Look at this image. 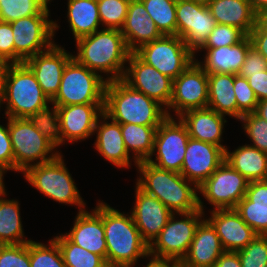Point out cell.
<instances>
[{"label": "cell", "mask_w": 267, "mask_h": 267, "mask_svg": "<svg viewBox=\"0 0 267 267\" xmlns=\"http://www.w3.org/2000/svg\"><path fill=\"white\" fill-rule=\"evenodd\" d=\"M7 119L14 172L24 173L29 167L52 161L60 154L56 150L51 118Z\"/></svg>", "instance_id": "cell-1"}, {"label": "cell", "mask_w": 267, "mask_h": 267, "mask_svg": "<svg viewBox=\"0 0 267 267\" xmlns=\"http://www.w3.org/2000/svg\"><path fill=\"white\" fill-rule=\"evenodd\" d=\"M136 167L140 173L136 185L156 197L172 213H187L199 208L205 213L198 188L180 173L158 168L148 161L138 162Z\"/></svg>", "instance_id": "cell-2"}, {"label": "cell", "mask_w": 267, "mask_h": 267, "mask_svg": "<svg viewBox=\"0 0 267 267\" xmlns=\"http://www.w3.org/2000/svg\"><path fill=\"white\" fill-rule=\"evenodd\" d=\"M75 42L78 50L73 57L80 64L100 75L106 73L107 81L123 78L131 52L120 30L102 28Z\"/></svg>", "instance_id": "cell-3"}, {"label": "cell", "mask_w": 267, "mask_h": 267, "mask_svg": "<svg viewBox=\"0 0 267 267\" xmlns=\"http://www.w3.org/2000/svg\"><path fill=\"white\" fill-rule=\"evenodd\" d=\"M103 113L120 124L160 126L167 118L156 100L133 89L122 79L107 81Z\"/></svg>", "instance_id": "cell-4"}, {"label": "cell", "mask_w": 267, "mask_h": 267, "mask_svg": "<svg viewBox=\"0 0 267 267\" xmlns=\"http://www.w3.org/2000/svg\"><path fill=\"white\" fill-rule=\"evenodd\" d=\"M103 224L108 267H134L139 258H149V245L142 239L131 214L103 202Z\"/></svg>", "instance_id": "cell-5"}, {"label": "cell", "mask_w": 267, "mask_h": 267, "mask_svg": "<svg viewBox=\"0 0 267 267\" xmlns=\"http://www.w3.org/2000/svg\"><path fill=\"white\" fill-rule=\"evenodd\" d=\"M6 118H51L49 97L24 63L9 64L5 80ZM51 108V109H50Z\"/></svg>", "instance_id": "cell-6"}, {"label": "cell", "mask_w": 267, "mask_h": 267, "mask_svg": "<svg viewBox=\"0 0 267 267\" xmlns=\"http://www.w3.org/2000/svg\"><path fill=\"white\" fill-rule=\"evenodd\" d=\"M107 80L72 57L66 64L53 106L104 104Z\"/></svg>", "instance_id": "cell-7"}, {"label": "cell", "mask_w": 267, "mask_h": 267, "mask_svg": "<svg viewBox=\"0 0 267 267\" xmlns=\"http://www.w3.org/2000/svg\"><path fill=\"white\" fill-rule=\"evenodd\" d=\"M23 174L26 181L46 197L61 204L76 205L79 212L85 210L86 203L61 153L52 161L29 167Z\"/></svg>", "instance_id": "cell-8"}, {"label": "cell", "mask_w": 267, "mask_h": 267, "mask_svg": "<svg viewBox=\"0 0 267 267\" xmlns=\"http://www.w3.org/2000/svg\"><path fill=\"white\" fill-rule=\"evenodd\" d=\"M177 215L181 220L176 219ZM204 217L205 213L200 208L187 213H173L166 226L149 245V258L181 262Z\"/></svg>", "instance_id": "cell-9"}, {"label": "cell", "mask_w": 267, "mask_h": 267, "mask_svg": "<svg viewBox=\"0 0 267 267\" xmlns=\"http://www.w3.org/2000/svg\"><path fill=\"white\" fill-rule=\"evenodd\" d=\"M104 104L52 106L54 140L59 147L64 143L84 141L95 135V127L103 114Z\"/></svg>", "instance_id": "cell-10"}, {"label": "cell", "mask_w": 267, "mask_h": 267, "mask_svg": "<svg viewBox=\"0 0 267 267\" xmlns=\"http://www.w3.org/2000/svg\"><path fill=\"white\" fill-rule=\"evenodd\" d=\"M135 53L145 63L172 80L188 68L196 57L177 35H163L142 45Z\"/></svg>", "instance_id": "cell-11"}, {"label": "cell", "mask_w": 267, "mask_h": 267, "mask_svg": "<svg viewBox=\"0 0 267 267\" xmlns=\"http://www.w3.org/2000/svg\"><path fill=\"white\" fill-rule=\"evenodd\" d=\"M50 15H34L10 22L14 36V63H23L37 53L48 50L59 29Z\"/></svg>", "instance_id": "cell-12"}, {"label": "cell", "mask_w": 267, "mask_h": 267, "mask_svg": "<svg viewBox=\"0 0 267 267\" xmlns=\"http://www.w3.org/2000/svg\"><path fill=\"white\" fill-rule=\"evenodd\" d=\"M189 138L186 126L178 117H167L155 132L152 153V156L156 154L155 160L147 161L158 168L180 173Z\"/></svg>", "instance_id": "cell-13"}, {"label": "cell", "mask_w": 267, "mask_h": 267, "mask_svg": "<svg viewBox=\"0 0 267 267\" xmlns=\"http://www.w3.org/2000/svg\"><path fill=\"white\" fill-rule=\"evenodd\" d=\"M249 181L225 160L199 187L198 193L215 209H234L245 196Z\"/></svg>", "instance_id": "cell-14"}, {"label": "cell", "mask_w": 267, "mask_h": 267, "mask_svg": "<svg viewBox=\"0 0 267 267\" xmlns=\"http://www.w3.org/2000/svg\"><path fill=\"white\" fill-rule=\"evenodd\" d=\"M208 106V74L194 61L173 80L172 98L165 109L167 117L176 118L191 109ZM172 110L175 115L170 114Z\"/></svg>", "instance_id": "cell-15"}, {"label": "cell", "mask_w": 267, "mask_h": 267, "mask_svg": "<svg viewBox=\"0 0 267 267\" xmlns=\"http://www.w3.org/2000/svg\"><path fill=\"white\" fill-rule=\"evenodd\" d=\"M127 63L122 80L166 109L172 98L173 80L145 63L135 52L129 54Z\"/></svg>", "instance_id": "cell-16"}, {"label": "cell", "mask_w": 267, "mask_h": 267, "mask_svg": "<svg viewBox=\"0 0 267 267\" xmlns=\"http://www.w3.org/2000/svg\"><path fill=\"white\" fill-rule=\"evenodd\" d=\"M224 160L220 146L189 138L180 174L198 188Z\"/></svg>", "instance_id": "cell-17"}, {"label": "cell", "mask_w": 267, "mask_h": 267, "mask_svg": "<svg viewBox=\"0 0 267 267\" xmlns=\"http://www.w3.org/2000/svg\"><path fill=\"white\" fill-rule=\"evenodd\" d=\"M73 54L53 44L23 63L32 71L43 92L52 100L59 91L63 70Z\"/></svg>", "instance_id": "cell-18"}, {"label": "cell", "mask_w": 267, "mask_h": 267, "mask_svg": "<svg viewBox=\"0 0 267 267\" xmlns=\"http://www.w3.org/2000/svg\"><path fill=\"white\" fill-rule=\"evenodd\" d=\"M71 242L106 261L107 245L103 224V201L90 212L78 211L70 232L64 234Z\"/></svg>", "instance_id": "cell-19"}, {"label": "cell", "mask_w": 267, "mask_h": 267, "mask_svg": "<svg viewBox=\"0 0 267 267\" xmlns=\"http://www.w3.org/2000/svg\"><path fill=\"white\" fill-rule=\"evenodd\" d=\"M134 204L131 210L132 218L142 239L150 245L173 213L156 197L146 193L137 185Z\"/></svg>", "instance_id": "cell-20"}, {"label": "cell", "mask_w": 267, "mask_h": 267, "mask_svg": "<svg viewBox=\"0 0 267 267\" xmlns=\"http://www.w3.org/2000/svg\"><path fill=\"white\" fill-rule=\"evenodd\" d=\"M205 217L216 229L225 251L246 247L258 234L248 226L235 209H215Z\"/></svg>", "instance_id": "cell-21"}, {"label": "cell", "mask_w": 267, "mask_h": 267, "mask_svg": "<svg viewBox=\"0 0 267 267\" xmlns=\"http://www.w3.org/2000/svg\"><path fill=\"white\" fill-rule=\"evenodd\" d=\"M224 251L216 229L203 218L196 228L188 252L180 265L181 267H212Z\"/></svg>", "instance_id": "cell-22"}, {"label": "cell", "mask_w": 267, "mask_h": 267, "mask_svg": "<svg viewBox=\"0 0 267 267\" xmlns=\"http://www.w3.org/2000/svg\"><path fill=\"white\" fill-rule=\"evenodd\" d=\"M101 119V120H100ZM104 113L99 117L94 132L96 140L94 148L106 161L118 168H129L131 166V155L127 152L123 136L121 133V124L113 121Z\"/></svg>", "instance_id": "cell-23"}, {"label": "cell", "mask_w": 267, "mask_h": 267, "mask_svg": "<svg viewBox=\"0 0 267 267\" xmlns=\"http://www.w3.org/2000/svg\"><path fill=\"white\" fill-rule=\"evenodd\" d=\"M178 118L186 126L190 138L227 148L221 144L225 115L219 114L209 107L191 109L182 113Z\"/></svg>", "instance_id": "cell-24"}, {"label": "cell", "mask_w": 267, "mask_h": 267, "mask_svg": "<svg viewBox=\"0 0 267 267\" xmlns=\"http://www.w3.org/2000/svg\"><path fill=\"white\" fill-rule=\"evenodd\" d=\"M120 31L130 52H135L142 45L163 36L140 0H130Z\"/></svg>", "instance_id": "cell-25"}, {"label": "cell", "mask_w": 267, "mask_h": 267, "mask_svg": "<svg viewBox=\"0 0 267 267\" xmlns=\"http://www.w3.org/2000/svg\"><path fill=\"white\" fill-rule=\"evenodd\" d=\"M252 45L249 35L232 46L219 48H200L206 51L204 61L195 58L196 63L207 73L238 74L245 61L247 51Z\"/></svg>", "instance_id": "cell-26"}, {"label": "cell", "mask_w": 267, "mask_h": 267, "mask_svg": "<svg viewBox=\"0 0 267 267\" xmlns=\"http://www.w3.org/2000/svg\"><path fill=\"white\" fill-rule=\"evenodd\" d=\"M207 7L217 24L236 27L245 35L250 34L260 18L250 0H211Z\"/></svg>", "instance_id": "cell-27"}, {"label": "cell", "mask_w": 267, "mask_h": 267, "mask_svg": "<svg viewBox=\"0 0 267 267\" xmlns=\"http://www.w3.org/2000/svg\"><path fill=\"white\" fill-rule=\"evenodd\" d=\"M225 161L249 182L267 180V153L248 144L233 152L225 149Z\"/></svg>", "instance_id": "cell-28"}, {"label": "cell", "mask_w": 267, "mask_h": 267, "mask_svg": "<svg viewBox=\"0 0 267 267\" xmlns=\"http://www.w3.org/2000/svg\"><path fill=\"white\" fill-rule=\"evenodd\" d=\"M237 74H208V106L222 115L237 119L234 77Z\"/></svg>", "instance_id": "cell-29"}, {"label": "cell", "mask_w": 267, "mask_h": 267, "mask_svg": "<svg viewBox=\"0 0 267 267\" xmlns=\"http://www.w3.org/2000/svg\"><path fill=\"white\" fill-rule=\"evenodd\" d=\"M67 18L75 41L99 29L97 0H68Z\"/></svg>", "instance_id": "cell-30"}, {"label": "cell", "mask_w": 267, "mask_h": 267, "mask_svg": "<svg viewBox=\"0 0 267 267\" xmlns=\"http://www.w3.org/2000/svg\"><path fill=\"white\" fill-rule=\"evenodd\" d=\"M159 126L121 124V133L127 152L132 153L134 165L152 158L154 137Z\"/></svg>", "instance_id": "cell-31"}, {"label": "cell", "mask_w": 267, "mask_h": 267, "mask_svg": "<svg viewBox=\"0 0 267 267\" xmlns=\"http://www.w3.org/2000/svg\"><path fill=\"white\" fill-rule=\"evenodd\" d=\"M6 195H0V245L28 243L31 239L24 236L20 203L14 199L7 200Z\"/></svg>", "instance_id": "cell-32"}, {"label": "cell", "mask_w": 267, "mask_h": 267, "mask_svg": "<svg viewBox=\"0 0 267 267\" xmlns=\"http://www.w3.org/2000/svg\"><path fill=\"white\" fill-rule=\"evenodd\" d=\"M61 251L66 267H108L106 261L95 253L71 242L64 234L53 238Z\"/></svg>", "instance_id": "cell-33"}, {"label": "cell", "mask_w": 267, "mask_h": 267, "mask_svg": "<svg viewBox=\"0 0 267 267\" xmlns=\"http://www.w3.org/2000/svg\"><path fill=\"white\" fill-rule=\"evenodd\" d=\"M52 0H0V21L14 20L34 16L50 15L48 7Z\"/></svg>", "instance_id": "cell-34"}, {"label": "cell", "mask_w": 267, "mask_h": 267, "mask_svg": "<svg viewBox=\"0 0 267 267\" xmlns=\"http://www.w3.org/2000/svg\"><path fill=\"white\" fill-rule=\"evenodd\" d=\"M162 35H177V0H140Z\"/></svg>", "instance_id": "cell-35"}, {"label": "cell", "mask_w": 267, "mask_h": 267, "mask_svg": "<svg viewBox=\"0 0 267 267\" xmlns=\"http://www.w3.org/2000/svg\"><path fill=\"white\" fill-rule=\"evenodd\" d=\"M217 25L206 5L196 3V20L193 28L184 38L185 45L195 54L205 44L209 34Z\"/></svg>", "instance_id": "cell-36"}, {"label": "cell", "mask_w": 267, "mask_h": 267, "mask_svg": "<svg viewBox=\"0 0 267 267\" xmlns=\"http://www.w3.org/2000/svg\"><path fill=\"white\" fill-rule=\"evenodd\" d=\"M48 241L47 245L33 240L29 242L30 266L66 267L57 242L54 239Z\"/></svg>", "instance_id": "cell-37"}, {"label": "cell", "mask_w": 267, "mask_h": 267, "mask_svg": "<svg viewBox=\"0 0 267 267\" xmlns=\"http://www.w3.org/2000/svg\"><path fill=\"white\" fill-rule=\"evenodd\" d=\"M130 0H97L102 27L121 30Z\"/></svg>", "instance_id": "cell-38"}, {"label": "cell", "mask_w": 267, "mask_h": 267, "mask_svg": "<svg viewBox=\"0 0 267 267\" xmlns=\"http://www.w3.org/2000/svg\"><path fill=\"white\" fill-rule=\"evenodd\" d=\"M234 209L258 235H267V206L253 205L244 196Z\"/></svg>", "instance_id": "cell-39"}, {"label": "cell", "mask_w": 267, "mask_h": 267, "mask_svg": "<svg viewBox=\"0 0 267 267\" xmlns=\"http://www.w3.org/2000/svg\"><path fill=\"white\" fill-rule=\"evenodd\" d=\"M238 121L243 123L245 134L253 142L248 145L267 153V121L255 112L244 114Z\"/></svg>", "instance_id": "cell-40"}, {"label": "cell", "mask_w": 267, "mask_h": 267, "mask_svg": "<svg viewBox=\"0 0 267 267\" xmlns=\"http://www.w3.org/2000/svg\"><path fill=\"white\" fill-rule=\"evenodd\" d=\"M242 267H266L267 235H257L246 247L237 251Z\"/></svg>", "instance_id": "cell-41"}, {"label": "cell", "mask_w": 267, "mask_h": 267, "mask_svg": "<svg viewBox=\"0 0 267 267\" xmlns=\"http://www.w3.org/2000/svg\"><path fill=\"white\" fill-rule=\"evenodd\" d=\"M234 92L237 101V120L244 114L255 112L258 100L247 78L240 77L238 74L234 77Z\"/></svg>", "instance_id": "cell-42"}, {"label": "cell", "mask_w": 267, "mask_h": 267, "mask_svg": "<svg viewBox=\"0 0 267 267\" xmlns=\"http://www.w3.org/2000/svg\"><path fill=\"white\" fill-rule=\"evenodd\" d=\"M245 36L246 35L236 27L217 24L201 48L232 46L240 42Z\"/></svg>", "instance_id": "cell-43"}, {"label": "cell", "mask_w": 267, "mask_h": 267, "mask_svg": "<svg viewBox=\"0 0 267 267\" xmlns=\"http://www.w3.org/2000/svg\"><path fill=\"white\" fill-rule=\"evenodd\" d=\"M0 267H31L29 242L0 245Z\"/></svg>", "instance_id": "cell-44"}, {"label": "cell", "mask_w": 267, "mask_h": 267, "mask_svg": "<svg viewBox=\"0 0 267 267\" xmlns=\"http://www.w3.org/2000/svg\"><path fill=\"white\" fill-rule=\"evenodd\" d=\"M196 20V3L192 0H177V36L183 39L193 28Z\"/></svg>", "instance_id": "cell-45"}, {"label": "cell", "mask_w": 267, "mask_h": 267, "mask_svg": "<svg viewBox=\"0 0 267 267\" xmlns=\"http://www.w3.org/2000/svg\"><path fill=\"white\" fill-rule=\"evenodd\" d=\"M267 70V59L256 50L252 45L247 51L245 61L238 75L248 78L252 74L260 73Z\"/></svg>", "instance_id": "cell-46"}, {"label": "cell", "mask_w": 267, "mask_h": 267, "mask_svg": "<svg viewBox=\"0 0 267 267\" xmlns=\"http://www.w3.org/2000/svg\"><path fill=\"white\" fill-rule=\"evenodd\" d=\"M0 60L14 64V36L9 22L0 21Z\"/></svg>", "instance_id": "cell-47"}, {"label": "cell", "mask_w": 267, "mask_h": 267, "mask_svg": "<svg viewBox=\"0 0 267 267\" xmlns=\"http://www.w3.org/2000/svg\"><path fill=\"white\" fill-rule=\"evenodd\" d=\"M0 166L7 171H14V155L9 135L8 121L6 126L0 124Z\"/></svg>", "instance_id": "cell-48"}, {"label": "cell", "mask_w": 267, "mask_h": 267, "mask_svg": "<svg viewBox=\"0 0 267 267\" xmlns=\"http://www.w3.org/2000/svg\"><path fill=\"white\" fill-rule=\"evenodd\" d=\"M252 46L267 59V25L259 18L249 34Z\"/></svg>", "instance_id": "cell-49"}, {"label": "cell", "mask_w": 267, "mask_h": 267, "mask_svg": "<svg viewBox=\"0 0 267 267\" xmlns=\"http://www.w3.org/2000/svg\"><path fill=\"white\" fill-rule=\"evenodd\" d=\"M245 197L253 205L267 206V180L249 182Z\"/></svg>", "instance_id": "cell-50"}, {"label": "cell", "mask_w": 267, "mask_h": 267, "mask_svg": "<svg viewBox=\"0 0 267 267\" xmlns=\"http://www.w3.org/2000/svg\"><path fill=\"white\" fill-rule=\"evenodd\" d=\"M247 80L258 101L267 99V70L252 74Z\"/></svg>", "instance_id": "cell-51"}, {"label": "cell", "mask_w": 267, "mask_h": 267, "mask_svg": "<svg viewBox=\"0 0 267 267\" xmlns=\"http://www.w3.org/2000/svg\"><path fill=\"white\" fill-rule=\"evenodd\" d=\"M212 267H242L237 251H224Z\"/></svg>", "instance_id": "cell-52"}, {"label": "cell", "mask_w": 267, "mask_h": 267, "mask_svg": "<svg viewBox=\"0 0 267 267\" xmlns=\"http://www.w3.org/2000/svg\"><path fill=\"white\" fill-rule=\"evenodd\" d=\"M9 64L10 63L6 61L0 60V108L4 102L5 80H6Z\"/></svg>", "instance_id": "cell-53"}, {"label": "cell", "mask_w": 267, "mask_h": 267, "mask_svg": "<svg viewBox=\"0 0 267 267\" xmlns=\"http://www.w3.org/2000/svg\"><path fill=\"white\" fill-rule=\"evenodd\" d=\"M149 262L145 267H181L180 262L167 261V260H156L148 258Z\"/></svg>", "instance_id": "cell-54"}, {"label": "cell", "mask_w": 267, "mask_h": 267, "mask_svg": "<svg viewBox=\"0 0 267 267\" xmlns=\"http://www.w3.org/2000/svg\"><path fill=\"white\" fill-rule=\"evenodd\" d=\"M250 2L259 16L267 11V0H250Z\"/></svg>", "instance_id": "cell-55"}, {"label": "cell", "mask_w": 267, "mask_h": 267, "mask_svg": "<svg viewBox=\"0 0 267 267\" xmlns=\"http://www.w3.org/2000/svg\"><path fill=\"white\" fill-rule=\"evenodd\" d=\"M255 113L267 121V99L258 101Z\"/></svg>", "instance_id": "cell-56"}, {"label": "cell", "mask_w": 267, "mask_h": 267, "mask_svg": "<svg viewBox=\"0 0 267 267\" xmlns=\"http://www.w3.org/2000/svg\"><path fill=\"white\" fill-rule=\"evenodd\" d=\"M7 172L2 166H0V195H3L6 193V187L4 185L3 179H4V174Z\"/></svg>", "instance_id": "cell-57"}, {"label": "cell", "mask_w": 267, "mask_h": 267, "mask_svg": "<svg viewBox=\"0 0 267 267\" xmlns=\"http://www.w3.org/2000/svg\"><path fill=\"white\" fill-rule=\"evenodd\" d=\"M192 1L195 2V3H199V4L207 6L210 3L211 0H192Z\"/></svg>", "instance_id": "cell-58"}, {"label": "cell", "mask_w": 267, "mask_h": 267, "mask_svg": "<svg viewBox=\"0 0 267 267\" xmlns=\"http://www.w3.org/2000/svg\"><path fill=\"white\" fill-rule=\"evenodd\" d=\"M260 19L267 25V11L260 15Z\"/></svg>", "instance_id": "cell-59"}]
</instances>
